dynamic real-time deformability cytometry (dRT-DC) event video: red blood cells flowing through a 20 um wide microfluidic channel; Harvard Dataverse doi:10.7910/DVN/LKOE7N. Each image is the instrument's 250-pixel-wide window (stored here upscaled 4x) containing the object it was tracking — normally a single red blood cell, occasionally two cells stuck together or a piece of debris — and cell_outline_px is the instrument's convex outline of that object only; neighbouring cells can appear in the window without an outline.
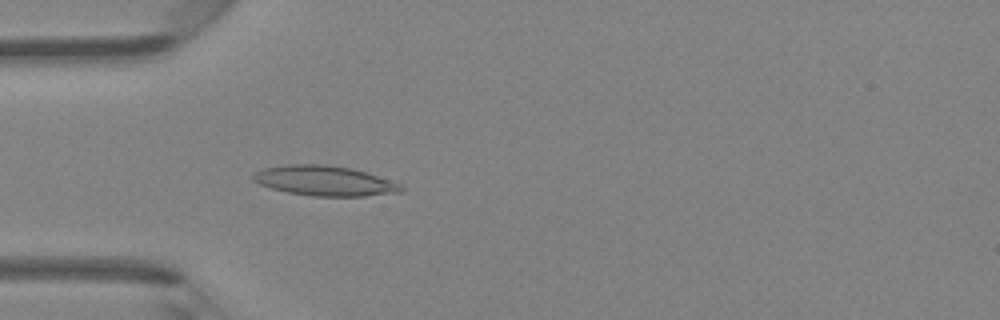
{"species": "Egyptian fruit bat (a non-hibernating species)", "species_latin": "Rousettus aegyptiacus", "temperature_condition": "room temperature", "stored_images_in_passage": 34, "camera_frame_rate_fps": 3000, "um_per_image_px": 0.085, "animal": {"sex": "female"}, "frame": {"image": 1, "passage_image": 1, "time_ms": 0.0, "image_size_px": [1000, 320], "cell_outline_px": [[404, 192], [364, 196], [312, 196], [288, 192], [272, 188], [260, 184], [252, 180], [252, 176], [256, 172], [264, 168], [284, 164], [324, 164], [352, 168], [400, 184], [404, 188]], "centroid_in_image_um": [27.58, 15.36], "position_along_channel_um": 57.4, "area_um2": 25.72}}
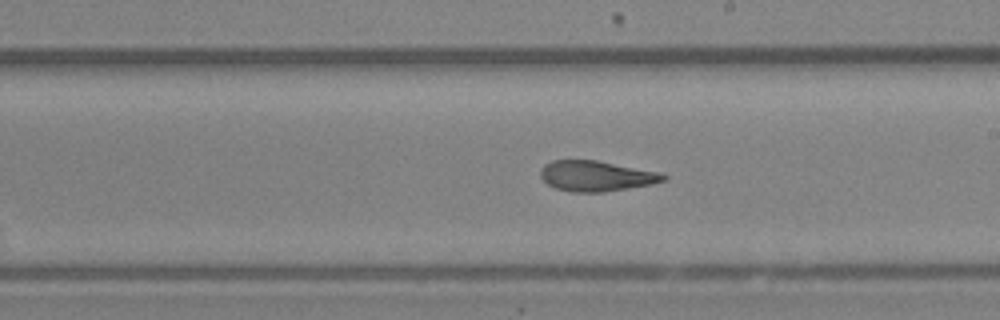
{"frame": {"image": 2, "passage_image": 14, "time_ms": 4.333, "image_size_px": [1000, 320], "cell_outline_px": [[668, 176], [664, 180], [652, 184], [604, 192], [572, 192], [556, 188], [548, 184], [540, 176], [540, 172], [544, 164], [552, 160], [596, 160], [660, 172]], "centroid_in_image_um": [50.67, 14.95], "position_along_channel_um": 238.3, "area_um2": 21.73}}
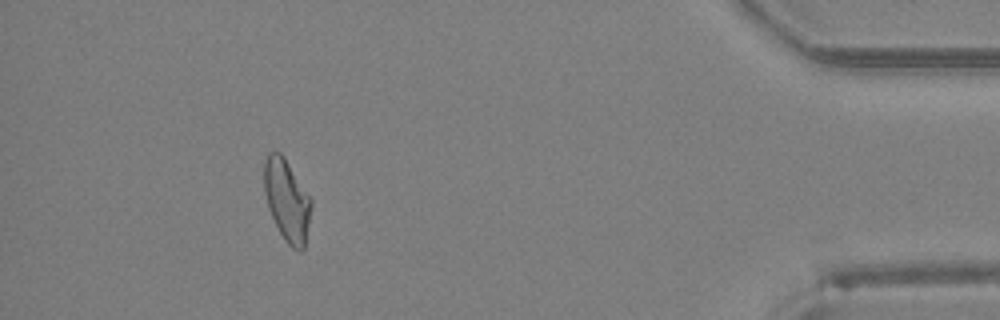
{"frame": {"image": 3, "passage_image": 30, "time_ms": 9.667, "image_size_px": [1000, 320], "cell_outline_px": [[312, 208], [304, 248], [300, 252], [292, 248], [284, 240], [268, 208], [264, 192], [264, 160], [268, 152], [280, 152], [284, 156], [312, 200]], "centroid_in_image_um": [24.39, 17.02], "position_along_channel_um": 410.8, "area_um2": 22.48}, "authors_computed_cell_mechanics": {"area_um2": 22.3686, "velocity_mm_per_s": 4.2808, "shape_relaxation_time_tau1_ms": null, "shape_relaxation_time_tau2_ms": 2.8764, "deformation_change_tau1": null, "deformation_change_tau2": 0.0922}}